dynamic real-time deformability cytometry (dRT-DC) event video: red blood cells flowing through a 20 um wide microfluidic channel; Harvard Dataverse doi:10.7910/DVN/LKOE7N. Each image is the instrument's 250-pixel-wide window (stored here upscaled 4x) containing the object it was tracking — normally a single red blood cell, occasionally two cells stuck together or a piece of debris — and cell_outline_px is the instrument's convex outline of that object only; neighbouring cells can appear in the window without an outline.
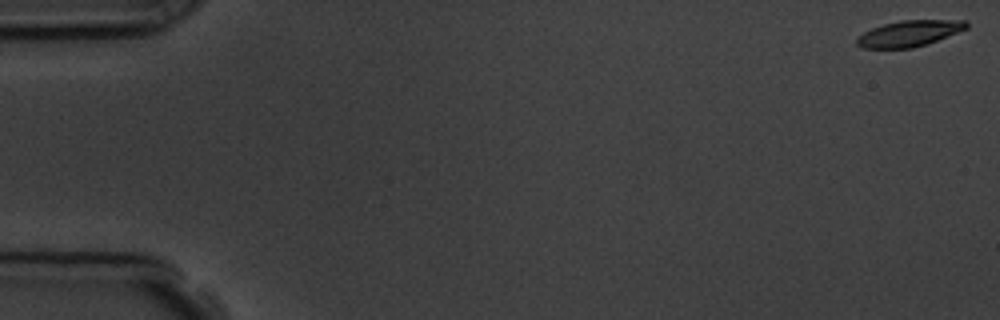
{"species": "common noctule bat (a hibernating species)", "species_latin": "Nyctalus noctula", "temperature_condition": "room temperature", "stored_images_in_passage": 9, "camera_frame_rate_fps": 3000, "um_per_image_px": 0.085, "animal": {"sex": "male", "body_mass_g": 19.5, "forearm_length_mm": 54.6}, "frame": {"image": 1, "passage_image": 1, "time_ms": 0.0, "image_size_px": [1000, 320], "cell_outline_px": [[968, 28], [936, 40], [912, 48], [864, 48], [856, 44], [856, 36], [872, 28], [884, 24], [900, 20], [968, 20]], "centroid_in_image_um": [77.26, 2.83], "position_along_channel_um": 7.7, "area_um2": 16.47}}
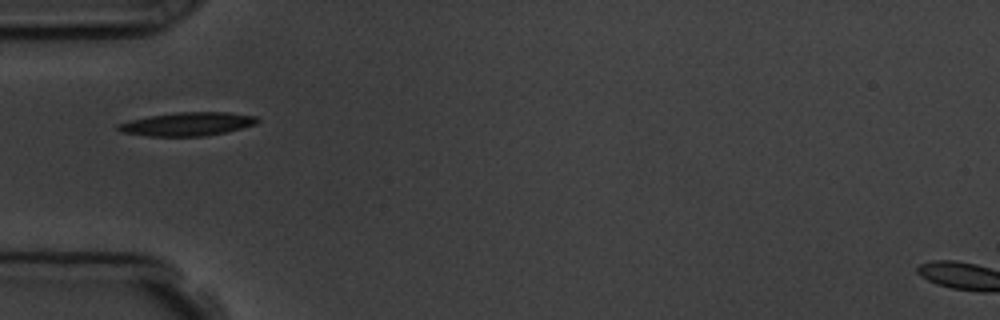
{"frame": {"image": 2, "passage_image": 6, "time_ms": 5.667, "image_size_px": [1000, 320], "cell_outline_px": [[260, 120], [256, 124], [208, 136], [148, 136], [120, 132], [116, 128], [116, 124], [128, 120], [148, 116], [176, 112], [228, 112], [256, 116]], "centroid_in_image_um": [15.88, 10.54], "position_along_channel_um": 69.1, "area_um2": 19.19}}